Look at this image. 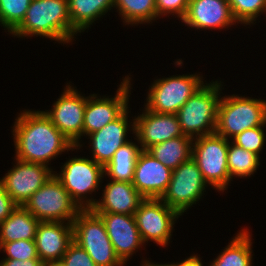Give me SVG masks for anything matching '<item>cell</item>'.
Here are the masks:
<instances>
[{"label": "cell", "mask_w": 266, "mask_h": 266, "mask_svg": "<svg viewBox=\"0 0 266 266\" xmlns=\"http://www.w3.org/2000/svg\"><path fill=\"white\" fill-rule=\"evenodd\" d=\"M182 22L197 29H221L237 21L228 0H190Z\"/></svg>", "instance_id": "19"}, {"label": "cell", "mask_w": 266, "mask_h": 266, "mask_svg": "<svg viewBox=\"0 0 266 266\" xmlns=\"http://www.w3.org/2000/svg\"><path fill=\"white\" fill-rule=\"evenodd\" d=\"M18 205L11 199L0 181V223H2Z\"/></svg>", "instance_id": "35"}, {"label": "cell", "mask_w": 266, "mask_h": 266, "mask_svg": "<svg viewBox=\"0 0 266 266\" xmlns=\"http://www.w3.org/2000/svg\"><path fill=\"white\" fill-rule=\"evenodd\" d=\"M40 259H28V260H16V259H4L1 260V266H42Z\"/></svg>", "instance_id": "36"}, {"label": "cell", "mask_w": 266, "mask_h": 266, "mask_svg": "<svg viewBox=\"0 0 266 266\" xmlns=\"http://www.w3.org/2000/svg\"><path fill=\"white\" fill-rule=\"evenodd\" d=\"M220 87L218 82L202 85L177 111L184 135L193 139L196 133L198 137L215 133Z\"/></svg>", "instance_id": "3"}, {"label": "cell", "mask_w": 266, "mask_h": 266, "mask_svg": "<svg viewBox=\"0 0 266 266\" xmlns=\"http://www.w3.org/2000/svg\"><path fill=\"white\" fill-rule=\"evenodd\" d=\"M64 222H40L35 235L37 254L42 263L62 260L68 245L73 241V226Z\"/></svg>", "instance_id": "20"}, {"label": "cell", "mask_w": 266, "mask_h": 266, "mask_svg": "<svg viewBox=\"0 0 266 266\" xmlns=\"http://www.w3.org/2000/svg\"><path fill=\"white\" fill-rule=\"evenodd\" d=\"M104 222L106 232L113 245L115 254L125 264L135 249L140 248L141 239L134 215L110 212H95Z\"/></svg>", "instance_id": "17"}, {"label": "cell", "mask_w": 266, "mask_h": 266, "mask_svg": "<svg viewBox=\"0 0 266 266\" xmlns=\"http://www.w3.org/2000/svg\"><path fill=\"white\" fill-rule=\"evenodd\" d=\"M143 264L144 265H142V266H171L170 264H167V265L166 264H164V265L161 264L160 265V264H153V263H150V262L149 263L148 262L147 263L144 262Z\"/></svg>", "instance_id": "39"}, {"label": "cell", "mask_w": 266, "mask_h": 266, "mask_svg": "<svg viewBox=\"0 0 266 266\" xmlns=\"http://www.w3.org/2000/svg\"><path fill=\"white\" fill-rule=\"evenodd\" d=\"M0 249L7 253L6 259L28 260L39 259L34 240H18L13 242H0Z\"/></svg>", "instance_id": "31"}, {"label": "cell", "mask_w": 266, "mask_h": 266, "mask_svg": "<svg viewBox=\"0 0 266 266\" xmlns=\"http://www.w3.org/2000/svg\"><path fill=\"white\" fill-rule=\"evenodd\" d=\"M172 170L142 150L136 160L132 184L145 198L160 199L170 183Z\"/></svg>", "instance_id": "16"}, {"label": "cell", "mask_w": 266, "mask_h": 266, "mask_svg": "<svg viewBox=\"0 0 266 266\" xmlns=\"http://www.w3.org/2000/svg\"><path fill=\"white\" fill-rule=\"evenodd\" d=\"M141 151L139 146L128 141L117 149L112 159L104 166V174L115 181L132 182L136 160Z\"/></svg>", "instance_id": "24"}, {"label": "cell", "mask_w": 266, "mask_h": 266, "mask_svg": "<svg viewBox=\"0 0 266 266\" xmlns=\"http://www.w3.org/2000/svg\"><path fill=\"white\" fill-rule=\"evenodd\" d=\"M248 231L238 233L210 266H252L251 238Z\"/></svg>", "instance_id": "26"}, {"label": "cell", "mask_w": 266, "mask_h": 266, "mask_svg": "<svg viewBox=\"0 0 266 266\" xmlns=\"http://www.w3.org/2000/svg\"><path fill=\"white\" fill-rule=\"evenodd\" d=\"M76 33L71 25L68 0H32L24 19L11 32L19 37L40 35L65 43Z\"/></svg>", "instance_id": "2"}, {"label": "cell", "mask_w": 266, "mask_h": 266, "mask_svg": "<svg viewBox=\"0 0 266 266\" xmlns=\"http://www.w3.org/2000/svg\"><path fill=\"white\" fill-rule=\"evenodd\" d=\"M129 83V78L126 77L123 83L121 82L114 98L99 99L94 94L90 99L86 98L83 134L89 135L99 131L106 124L118 118L128 108Z\"/></svg>", "instance_id": "14"}, {"label": "cell", "mask_w": 266, "mask_h": 266, "mask_svg": "<svg viewBox=\"0 0 266 266\" xmlns=\"http://www.w3.org/2000/svg\"><path fill=\"white\" fill-rule=\"evenodd\" d=\"M266 124V101L239 96L220 98L215 133L228 140L246 129Z\"/></svg>", "instance_id": "5"}, {"label": "cell", "mask_w": 266, "mask_h": 266, "mask_svg": "<svg viewBox=\"0 0 266 266\" xmlns=\"http://www.w3.org/2000/svg\"><path fill=\"white\" fill-rule=\"evenodd\" d=\"M62 96L50 112H44L58 130L76 147L83 135L86 98L78 94L72 86H66Z\"/></svg>", "instance_id": "12"}, {"label": "cell", "mask_w": 266, "mask_h": 266, "mask_svg": "<svg viewBox=\"0 0 266 266\" xmlns=\"http://www.w3.org/2000/svg\"><path fill=\"white\" fill-rule=\"evenodd\" d=\"M193 139L186 135L151 146L149 152L155 159L171 170L192 158Z\"/></svg>", "instance_id": "23"}, {"label": "cell", "mask_w": 266, "mask_h": 266, "mask_svg": "<svg viewBox=\"0 0 266 266\" xmlns=\"http://www.w3.org/2000/svg\"><path fill=\"white\" fill-rule=\"evenodd\" d=\"M259 156L243 149L232 142L228 146L227 165L230 177H247L255 172L259 164Z\"/></svg>", "instance_id": "28"}, {"label": "cell", "mask_w": 266, "mask_h": 266, "mask_svg": "<svg viewBox=\"0 0 266 266\" xmlns=\"http://www.w3.org/2000/svg\"><path fill=\"white\" fill-rule=\"evenodd\" d=\"M234 19L249 24L260 12L266 11V0H228Z\"/></svg>", "instance_id": "30"}, {"label": "cell", "mask_w": 266, "mask_h": 266, "mask_svg": "<svg viewBox=\"0 0 266 266\" xmlns=\"http://www.w3.org/2000/svg\"><path fill=\"white\" fill-rule=\"evenodd\" d=\"M189 1L190 0H155L157 16L175 13L178 14V17L182 20L186 15Z\"/></svg>", "instance_id": "34"}, {"label": "cell", "mask_w": 266, "mask_h": 266, "mask_svg": "<svg viewBox=\"0 0 266 266\" xmlns=\"http://www.w3.org/2000/svg\"><path fill=\"white\" fill-rule=\"evenodd\" d=\"M32 0H0V24L10 33L22 22Z\"/></svg>", "instance_id": "29"}, {"label": "cell", "mask_w": 266, "mask_h": 266, "mask_svg": "<svg viewBox=\"0 0 266 266\" xmlns=\"http://www.w3.org/2000/svg\"><path fill=\"white\" fill-rule=\"evenodd\" d=\"M72 226L73 241L87 252L97 266L124 265L115 254L104 222L92 209H81Z\"/></svg>", "instance_id": "4"}, {"label": "cell", "mask_w": 266, "mask_h": 266, "mask_svg": "<svg viewBox=\"0 0 266 266\" xmlns=\"http://www.w3.org/2000/svg\"><path fill=\"white\" fill-rule=\"evenodd\" d=\"M62 260L66 266H97L87 252L74 241L68 245Z\"/></svg>", "instance_id": "33"}, {"label": "cell", "mask_w": 266, "mask_h": 266, "mask_svg": "<svg viewBox=\"0 0 266 266\" xmlns=\"http://www.w3.org/2000/svg\"><path fill=\"white\" fill-rule=\"evenodd\" d=\"M42 266H66L63 260L48 261L42 264Z\"/></svg>", "instance_id": "38"}, {"label": "cell", "mask_w": 266, "mask_h": 266, "mask_svg": "<svg viewBox=\"0 0 266 266\" xmlns=\"http://www.w3.org/2000/svg\"><path fill=\"white\" fill-rule=\"evenodd\" d=\"M262 127L264 126L244 130L233 138V143L259 156L265 142V134Z\"/></svg>", "instance_id": "32"}, {"label": "cell", "mask_w": 266, "mask_h": 266, "mask_svg": "<svg viewBox=\"0 0 266 266\" xmlns=\"http://www.w3.org/2000/svg\"><path fill=\"white\" fill-rule=\"evenodd\" d=\"M23 206L40 222L72 223L81 210L55 174Z\"/></svg>", "instance_id": "6"}, {"label": "cell", "mask_w": 266, "mask_h": 266, "mask_svg": "<svg viewBox=\"0 0 266 266\" xmlns=\"http://www.w3.org/2000/svg\"><path fill=\"white\" fill-rule=\"evenodd\" d=\"M61 172L59 176L55 174L56 177L78 207L85 209L81 197L99 187V182L104 175V166L94 160L75 157L64 164Z\"/></svg>", "instance_id": "11"}, {"label": "cell", "mask_w": 266, "mask_h": 266, "mask_svg": "<svg viewBox=\"0 0 266 266\" xmlns=\"http://www.w3.org/2000/svg\"><path fill=\"white\" fill-rule=\"evenodd\" d=\"M16 119L14 139L16 159L46 165L56 155L76 149L45 115L44 111H26Z\"/></svg>", "instance_id": "1"}, {"label": "cell", "mask_w": 266, "mask_h": 266, "mask_svg": "<svg viewBox=\"0 0 266 266\" xmlns=\"http://www.w3.org/2000/svg\"><path fill=\"white\" fill-rule=\"evenodd\" d=\"M133 122V131L141 143V150L183 134L176 114L156 113L148 109Z\"/></svg>", "instance_id": "15"}, {"label": "cell", "mask_w": 266, "mask_h": 266, "mask_svg": "<svg viewBox=\"0 0 266 266\" xmlns=\"http://www.w3.org/2000/svg\"><path fill=\"white\" fill-rule=\"evenodd\" d=\"M171 266H203L201 260L197 256H191L181 263L170 264Z\"/></svg>", "instance_id": "37"}, {"label": "cell", "mask_w": 266, "mask_h": 266, "mask_svg": "<svg viewBox=\"0 0 266 266\" xmlns=\"http://www.w3.org/2000/svg\"><path fill=\"white\" fill-rule=\"evenodd\" d=\"M115 6L128 24L148 23L157 17L155 0H114Z\"/></svg>", "instance_id": "27"}, {"label": "cell", "mask_w": 266, "mask_h": 266, "mask_svg": "<svg viewBox=\"0 0 266 266\" xmlns=\"http://www.w3.org/2000/svg\"><path fill=\"white\" fill-rule=\"evenodd\" d=\"M202 85L203 81L198 75L159 79L149 89L145 109L156 113L176 114Z\"/></svg>", "instance_id": "8"}, {"label": "cell", "mask_w": 266, "mask_h": 266, "mask_svg": "<svg viewBox=\"0 0 266 266\" xmlns=\"http://www.w3.org/2000/svg\"><path fill=\"white\" fill-rule=\"evenodd\" d=\"M16 160L17 165L0 181L11 199L17 205L23 206L53 174L47 165Z\"/></svg>", "instance_id": "13"}, {"label": "cell", "mask_w": 266, "mask_h": 266, "mask_svg": "<svg viewBox=\"0 0 266 266\" xmlns=\"http://www.w3.org/2000/svg\"><path fill=\"white\" fill-rule=\"evenodd\" d=\"M102 201L86 200L85 209L94 212H110L134 215L139 204L145 199L134 187L132 182L111 181L104 189Z\"/></svg>", "instance_id": "18"}, {"label": "cell", "mask_w": 266, "mask_h": 266, "mask_svg": "<svg viewBox=\"0 0 266 266\" xmlns=\"http://www.w3.org/2000/svg\"><path fill=\"white\" fill-rule=\"evenodd\" d=\"M229 144V140L213 133L196 136L195 145H192V159L197 163L205 182L219 191L226 190L231 180L227 165Z\"/></svg>", "instance_id": "7"}, {"label": "cell", "mask_w": 266, "mask_h": 266, "mask_svg": "<svg viewBox=\"0 0 266 266\" xmlns=\"http://www.w3.org/2000/svg\"><path fill=\"white\" fill-rule=\"evenodd\" d=\"M127 109L114 121L106 124L99 131L89 134L93 160L103 166L112 159L117 149L127 143L125 139L128 130Z\"/></svg>", "instance_id": "21"}, {"label": "cell", "mask_w": 266, "mask_h": 266, "mask_svg": "<svg viewBox=\"0 0 266 266\" xmlns=\"http://www.w3.org/2000/svg\"><path fill=\"white\" fill-rule=\"evenodd\" d=\"M40 221L24 206L18 205L12 213L0 223V242L34 240Z\"/></svg>", "instance_id": "22"}, {"label": "cell", "mask_w": 266, "mask_h": 266, "mask_svg": "<svg viewBox=\"0 0 266 266\" xmlns=\"http://www.w3.org/2000/svg\"><path fill=\"white\" fill-rule=\"evenodd\" d=\"M179 215L176 210L162 203L160 199H144L134 212L143 243L150 239L159 245L166 246L171 236L174 219Z\"/></svg>", "instance_id": "10"}, {"label": "cell", "mask_w": 266, "mask_h": 266, "mask_svg": "<svg viewBox=\"0 0 266 266\" xmlns=\"http://www.w3.org/2000/svg\"><path fill=\"white\" fill-rule=\"evenodd\" d=\"M113 6L114 0H68L71 25L78 32L84 31Z\"/></svg>", "instance_id": "25"}, {"label": "cell", "mask_w": 266, "mask_h": 266, "mask_svg": "<svg viewBox=\"0 0 266 266\" xmlns=\"http://www.w3.org/2000/svg\"><path fill=\"white\" fill-rule=\"evenodd\" d=\"M206 184L197 163L191 158L172 170L170 183L160 200L181 215L200 199Z\"/></svg>", "instance_id": "9"}]
</instances>
